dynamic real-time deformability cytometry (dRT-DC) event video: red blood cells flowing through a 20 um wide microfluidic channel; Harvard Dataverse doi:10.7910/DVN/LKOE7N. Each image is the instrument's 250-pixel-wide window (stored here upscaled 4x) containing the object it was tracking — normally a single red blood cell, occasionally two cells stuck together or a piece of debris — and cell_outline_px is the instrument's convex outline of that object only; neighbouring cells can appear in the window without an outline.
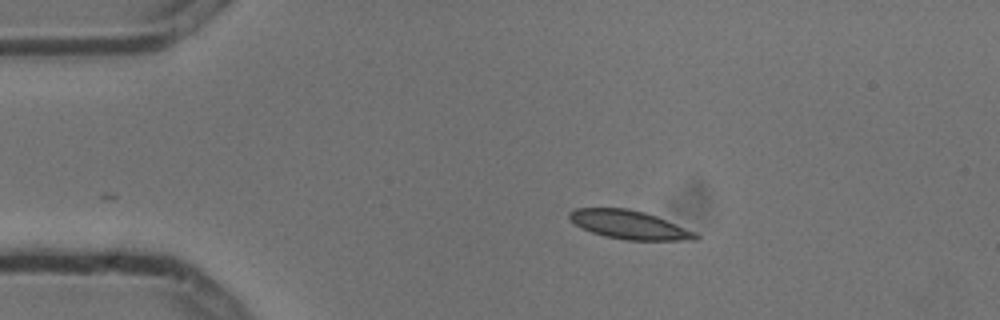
{"species": "common noctule bat (a hibernating species)", "species_latin": "Nyctalus noctula", "temperature_condition": "cold", "stored_images_in_passage": 6, "camera_frame_rate_fps": 3000, "um_per_image_px": 0.085, "animal": {"sex": "male", "body_mass_g": 13.3}, "frame": {"image": 1, "passage_image": 1, "time_ms": 0.0, "image_size_px": [1000, 320], "cell_outline_px": [[700, 240], [624, 240], [604, 236], [580, 228], [568, 216], [568, 212], [576, 208], [628, 208], [644, 212], [656, 216], [696, 232], [700, 236]], "centroid_in_image_um": [53.5, 19.11], "position_along_channel_um": 31.5, "area_um2": 21.04}}
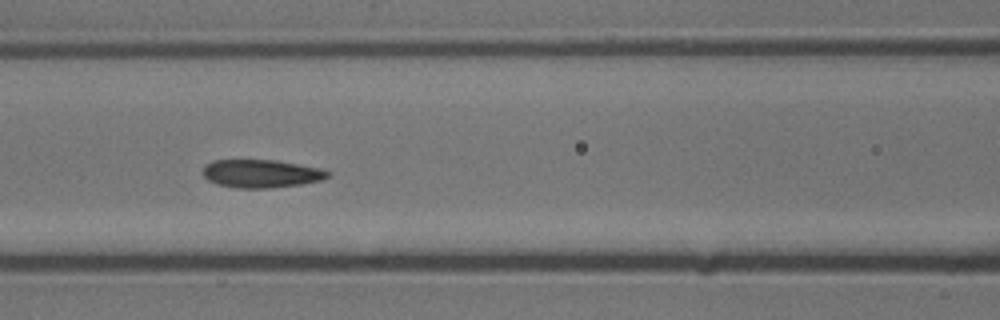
{"frame": {"image": 2, "passage_image": 5, "time_ms": 1.333, "image_size_px": [1000, 320], "cell_outline_px": [[332, 172], [328, 176], [320, 180], [300, 184], [268, 188], [236, 188], [216, 184], [208, 180], [204, 176], [204, 168], [212, 160], [276, 160], [320, 168]], "centroid_in_image_um": [22.2, 14.75], "position_along_channel_um": 144.4, "area_um2": 20.29}}
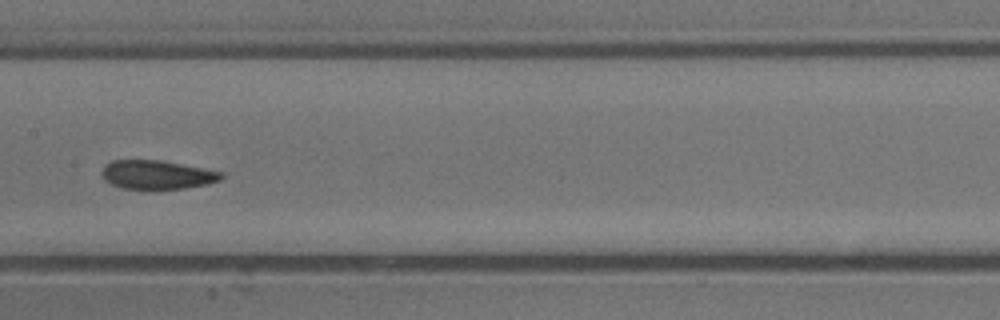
{"frame": {"image": 3, "passage_image": 6, "time_ms": 1.667, "image_size_px": [1000, 320], "cell_outline_px": [[224, 176], [220, 180], [208, 184], [184, 188], [124, 188], [112, 184], [104, 180], [100, 172], [104, 164], [112, 160], [160, 160], [224, 172]], "centroid_in_image_um": [13.33, 14.83], "position_along_channel_um": 194.1, "area_um2": 19.94}}